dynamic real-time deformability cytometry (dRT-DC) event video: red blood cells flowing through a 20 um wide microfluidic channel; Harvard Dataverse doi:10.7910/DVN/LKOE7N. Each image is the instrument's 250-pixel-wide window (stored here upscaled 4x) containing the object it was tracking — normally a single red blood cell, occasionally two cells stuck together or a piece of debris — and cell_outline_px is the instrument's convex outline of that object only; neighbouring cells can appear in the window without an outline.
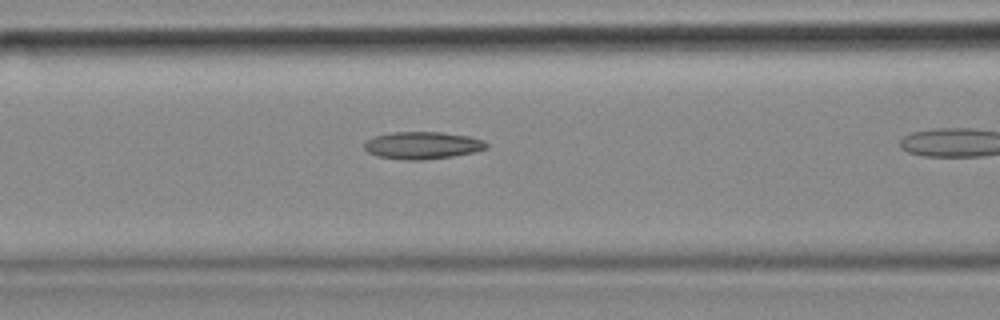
{"species": "common noctule bat (a hibernating species)", "species_latin": "Nyctalus noctula", "temperature_condition": "cold", "stored_images_in_passage": 11, "camera_frame_rate_fps": 3000, "um_per_image_px": 0.085, "animal": {"sex": "female", "body_mass_g": 18.4}, "frame": {"image": 1, "passage_image": 4, "time_ms": 1.0, "image_size_px": [1000, 320], "cell_outline_px": [[488, 148], [472, 152], [452, 156], [420, 160], [404, 160], [376, 156], [368, 152], [364, 148], [364, 144], [368, 140], [376, 136], [392, 132], [440, 132], [468, 136], [484, 140], [488, 144]], "centroid_in_image_um": [35.91, 12.35], "position_along_channel_um": 130.7, "area_um2": 19.31}}